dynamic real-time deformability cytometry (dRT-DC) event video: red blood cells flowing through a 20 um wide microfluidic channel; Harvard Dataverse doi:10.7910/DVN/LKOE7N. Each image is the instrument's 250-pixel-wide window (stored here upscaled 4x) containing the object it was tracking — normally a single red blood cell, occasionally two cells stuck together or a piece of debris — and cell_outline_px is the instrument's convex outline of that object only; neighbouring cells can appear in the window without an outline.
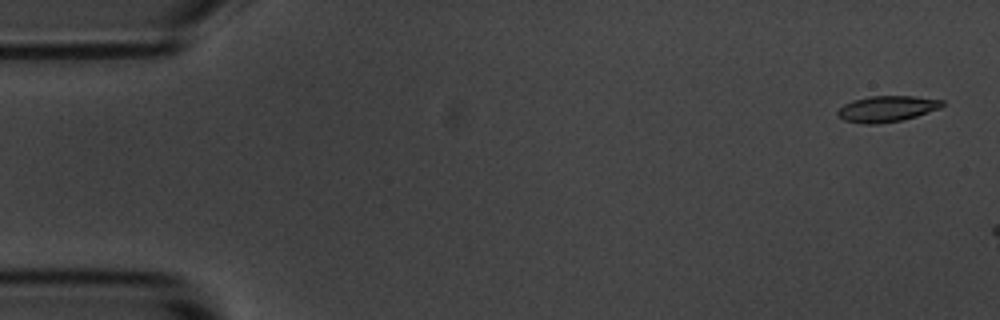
{"species": "common noctule bat (a hibernating species)", "species_latin": "Nyctalus noctula", "temperature_condition": "room temperature", "stored_images_in_passage": 3, "camera_frame_rate_fps": 3000, "um_per_image_px": 0.085, "animal": {"sex": "male", "body_mass_g": 20.1, "forearm_length_mm": 53.5}, "frame": {"image": 1, "passage_image": 1, "time_ms": 0.0, "image_size_px": [1000, 320], "cell_outline_px": [[944, 104], [940, 108], [916, 116], [900, 120], [876, 124], [864, 124], [844, 120], [836, 112], [844, 104], [852, 100], [872, 96], [916, 96], [944, 100]], "centroid_in_image_um": [75.39, 9.24], "position_along_channel_um": 9.6, "area_um2": 15.72}}